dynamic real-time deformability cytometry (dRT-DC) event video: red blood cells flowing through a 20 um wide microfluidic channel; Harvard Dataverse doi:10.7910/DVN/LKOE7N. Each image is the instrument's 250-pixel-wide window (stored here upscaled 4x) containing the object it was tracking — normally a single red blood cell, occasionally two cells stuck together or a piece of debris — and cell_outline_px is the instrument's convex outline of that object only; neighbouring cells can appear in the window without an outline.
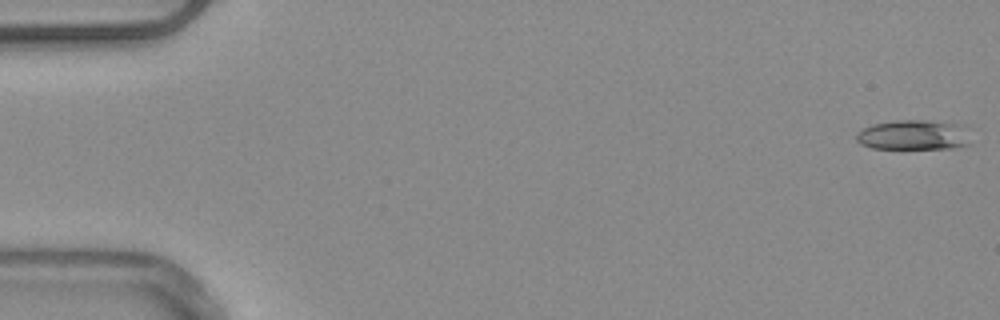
{"species": "common noctule bat (a hibernating species)", "species_latin": "Nyctalus noctula", "temperature_condition": "warm", "stored_images_in_passage": 17, "camera_frame_rate_fps": 3000, "um_per_image_px": 0.085, "animal": {"sex": "male", "body_mass_g": 20.4}, "frame": {"image": 1, "passage_image": 1, "time_ms": 0.0, "image_size_px": [1000, 320], "cell_outline_px": [[968, 144], [952, 148], [872, 148], [860, 144], [856, 140], [856, 136], [864, 128], [872, 124], [896, 120], [924, 120], [968, 124]], "centroid_in_image_um": [77.7, 11.45], "position_along_channel_um": 7.3, "area_um2": 20.06}}
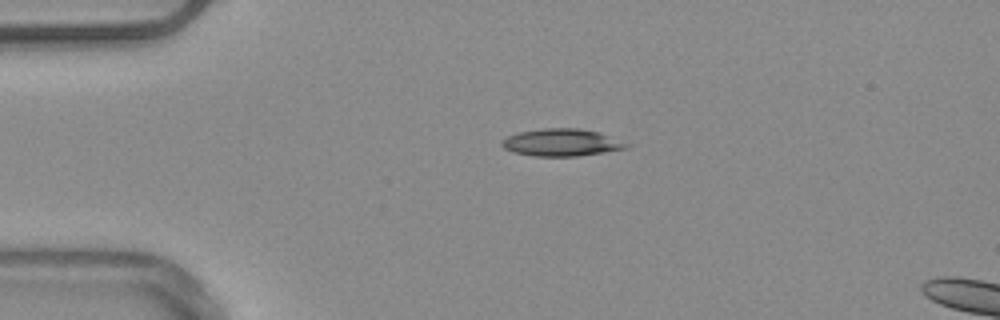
{"frame": {"image": 2, "passage_image": 12, "time_ms": 3.667, "image_size_px": [1000, 320], "cell_outline_px": [[632, 144], [628, 148], [604, 152], [576, 156], [532, 156], [512, 152], [504, 148], [500, 144], [500, 140], [508, 136], [520, 132], [540, 128], [580, 128], [600, 132]], "centroid_in_image_um": [47.74, 12.11], "position_along_channel_um": 37.3, "area_um2": 20.06}}